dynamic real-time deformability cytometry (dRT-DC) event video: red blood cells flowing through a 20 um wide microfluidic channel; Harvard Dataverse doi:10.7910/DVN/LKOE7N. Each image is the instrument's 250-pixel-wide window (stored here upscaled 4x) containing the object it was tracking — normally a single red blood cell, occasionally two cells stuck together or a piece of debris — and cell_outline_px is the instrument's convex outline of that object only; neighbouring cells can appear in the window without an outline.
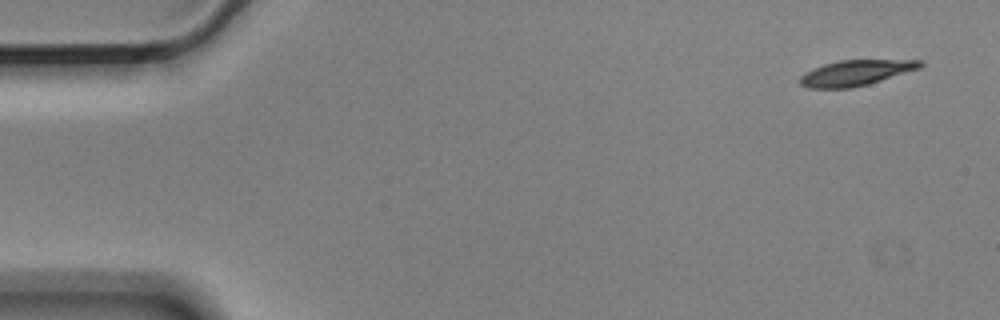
{"species": "Egyptian fruit bat (a non-hibernating species)", "species_latin": "Rousettus aegyptiacus", "temperature_condition": "cold", "stored_images_in_passage": 9, "camera_frame_rate_fps": 3000, "um_per_image_px": 0.085, "animal": {"sex": "male"}, "frame": {"image": 1, "passage_image": 1, "time_ms": 0.0, "image_size_px": [1000, 320], "cell_outline_px": [[924, 64], [920, 68], [868, 84], [852, 88], [808, 88], [800, 84], [800, 76], [804, 72], [812, 68], [824, 64], [840, 60], [924, 60]], "centroid_in_image_um": [72.72, 6.19], "position_along_channel_um": 12.3, "area_um2": 17.86}}
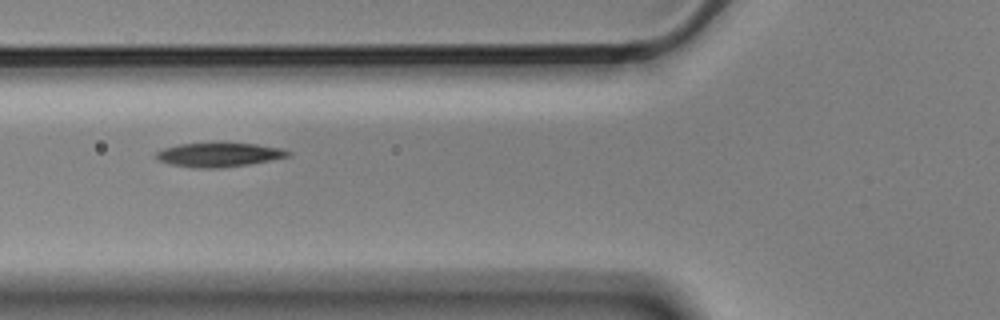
{"frame": {"image": 2, "passage_image": 6, "time_ms": 1.667, "image_size_px": [1000, 320], "cell_outline_px": [[292, 156], [272, 160], [248, 164], [220, 168], [192, 168], [172, 164], [160, 160], [156, 156], [156, 152], [164, 148], [180, 144], [256, 144], [284, 148], [292, 152]], "centroid_in_image_um": [18.69, 13.17], "position_along_channel_um": 107.1, "area_um2": 18.26}}
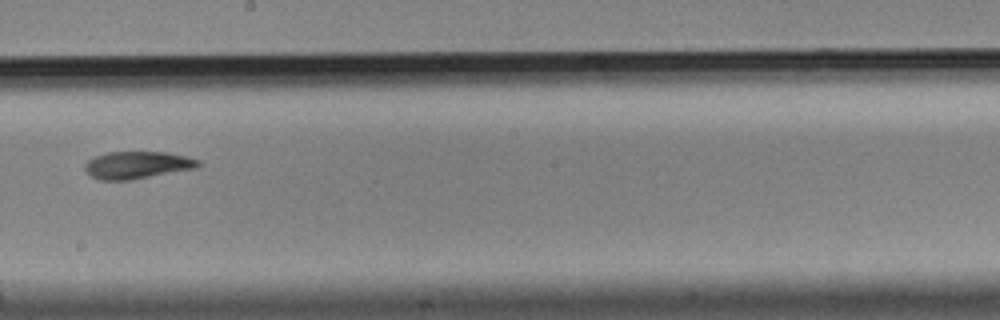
{"frame": {"image": 3, "passage_image": 9, "time_ms": 2.667, "image_size_px": [1000, 320], "cell_outline_px": [[204, 164], [200, 168], [132, 180], [100, 180], [92, 176], [84, 168], [84, 164], [88, 160], [96, 156], [108, 152], [168, 152], [200, 160]], "centroid_in_image_um": [11.75, 14.03], "position_along_channel_um": 236.5, "area_um2": 18.32}}